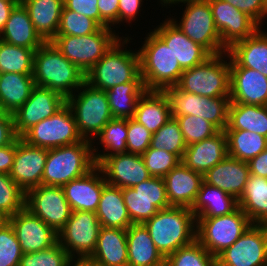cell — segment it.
<instances>
[{
	"mask_svg": "<svg viewBox=\"0 0 267 266\" xmlns=\"http://www.w3.org/2000/svg\"><path fill=\"white\" fill-rule=\"evenodd\" d=\"M32 75L35 86L56 91L66 99L82 86L86 76L51 41L35 51Z\"/></svg>",
	"mask_w": 267,
	"mask_h": 266,
	"instance_id": "1",
	"label": "cell"
},
{
	"mask_svg": "<svg viewBox=\"0 0 267 266\" xmlns=\"http://www.w3.org/2000/svg\"><path fill=\"white\" fill-rule=\"evenodd\" d=\"M130 40L132 38L129 37V34L126 37L120 36L105 55L87 72L85 81L104 91L122 83L143 81L140 74L138 51L136 52V48L134 51L127 49L130 48L128 47Z\"/></svg>",
	"mask_w": 267,
	"mask_h": 266,
	"instance_id": "2",
	"label": "cell"
},
{
	"mask_svg": "<svg viewBox=\"0 0 267 266\" xmlns=\"http://www.w3.org/2000/svg\"><path fill=\"white\" fill-rule=\"evenodd\" d=\"M143 225L165 258L196 240V218L190 208L161 209Z\"/></svg>",
	"mask_w": 267,
	"mask_h": 266,
	"instance_id": "3",
	"label": "cell"
},
{
	"mask_svg": "<svg viewBox=\"0 0 267 266\" xmlns=\"http://www.w3.org/2000/svg\"><path fill=\"white\" fill-rule=\"evenodd\" d=\"M139 47L140 74L147 91H163L174 87L180 80L183 69L171 48L152 30Z\"/></svg>",
	"mask_w": 267,
	"mask_h": 266,
	"instance_id": "4",
	"label": "cell"
},
{
	"mask_svg": "<svg viewBox=\"0 0 267 266\" xmlns=\"http://www.w3.org/2000/svg\"><path fill=\"white\" fill-rule=\"evenodd\" d=\"M96 166L92 142H81L48 149L42 185L63 186Z\"/></svg>",
	"mask_w": 267,
	"mask_h": 266,
	"instance_id": "5",
	"label": "cell"
},
{
	"mask_svg": "<svg viewBox=\"0 0 267 266\" xmlns=\"http://www.w3.org/2000/svg\"><path fill=\"white\" fill-rule=\"evenodd\" d=\"M79 134L84 140L94 142L104 126L113 119L107 94L86 81L66 99Z\"/></svg>",
	"mask_w": 267,
	"mask_h": 266,
	"instance_id": "6",
	"label": "cell"
},
{
	"mask_svg": "<svg viewBox=\"0 0 267 266\" xmlns=\"http://www.w3.org/2000/svg\"><path fill=\"white\" fill-rule=\"evenodd\" d=\"M230 80V56L223 52L184 70L176 87L208 98L230 97Z\"/></svg>",
	"mask_w": 267,
	"mask_h": 266,
	"instance_id": "7",
	"label": "cell"
},
{
	"mask_svg": "<svg viewBox=\"0 0 267 266\" xmlns=\"http://www.w3.org/2000/svg\"><path fill=\"white\" fill-rule=\"evenodd\" d=\"M111 27H101L85 36H55L51 42L85 75L119 39Z\"/></svg>",
	"mask_w": 267,
	"mask_h": 266,
	"instance_id": "8",
	"label": "cell"
},
{
	"mask_svg": "<svg viewBox=\"0 0 267 266\" xmlns=\"http://www.w3.org/2000/svg\"><path fill=\"white\" fill-rule=\"evenodd\" d=\"M186 7L182 18L178 20L169 17L173 23L193 42L200 44L211 55L227 52V47L222 43L212 16L208 0H184Z\"/></svg>",
	"mask_w": 267,
	"mask_h": 266,
	"instance_id": "9",
	"label": "cell"
},
{
	"mask_svg": "<svg viewBox=\"0 0 267 266\" xmlns=\"http://www.w3.org/2000/svg\"><path fill=\"white\" fill-rule=\"evenodd\" d=\"M251 225L240 207L228 215L196 218V240L216 258L232 246Z\"/></svg>",
	"mask_w": 267,
	"mask_h": 266,
	"instance_id": "10",
	"label": "cell"
},
{
	"mask_svg": "<svg viewBox=\"0 0 267 266\" xmlns=\"http://www.w3.org/2000/svg\"><path fill=\"white\" fill-rule=\"evenodd\" d=\"M172 116L194 115L206 119L219 131L228 125L230 97L208 98L179 90L176 86L163 90Z\"/></svg>",
	"mask_w": 267,
	"mask_h": 266,
	"instance_id": "11",
	"label": "cell"
},
{
	"mask_svg": "<svg viewBox=\"0 0 267 266\" xmlns=\"http://www.w3.org/2000/svg\"><path fill=\"white\" fill-rule=\"evenodd\" d=\"M21 138L30 145L46 149L67 146L83 140L67 104L51 117L37 123Z\"/></svg>",
	"mask_w": 267,
	"mask_h": 266,
	"instance_id": "12",
	"label": "cell"
},
{
	"mask_svg": "<svg viewBox=\"0 0 267 266\" xmlns=\"http://www.w3.org/2000/svg\"><path fill=\"white\" fill-rule=\"evenodd\" d=\"M101 227L96 213L72 211L58 232V242L70 257H90L95 251Z\"/></svg>",
	"mask_w": 267,
	"mask_h": 266,
	"instance_id": "13",
	"label": "cell"
},
{
	"mask_svg": "<svg viewBox=\"0 0 267 266\" xmlns=\"http://www.w3.org/2000/svg\"><path fill=\"white\" fill-rule=\"evenodd\" d=\"M216 266H267V225L252 224L216 257Z\"/></svg>",
	"mask_w": 267,
	"mask_h": 266,
	"instance_id": "14",
	"label": "cell"
},
{
	"mask_svg": "<svg viewBox=\"0 0 267 266\" xmlns=\"http://www.w3.org/2000/svg\"><path fill=\"white\" fill-rule=\"evenodd\" d=\"M25 208L57 233L72 214L61 186L40 185L26 193Z\"/></svg>",
	"mask_w": 267,
	"mask_h": 266,
	"instance_id": "15",
	"label": "cell"
},
{
	"mask_svg": "<svg viewBox=\"0 0 267 266\" xmlns=\"http://www.w3.org/2000/svg\"><path fill=\"white\" fill-rule=\"evenodd\" d=\"M66 104V98L56 91L35 86L27 101L13 114L15 131L21 138L40 121L51 117Z\"/></svg>",
	"mask_w": 267,
	"mask_h": 266,
	"instance_id": "16",
	"label": "cell"
},
{
	"mask_svg": "<svg viewBox=\"0 0 267 266\" xmlns=\"http://www.w3.org/2000/svg\"><path fill=\"white\" fill-rule=\"evenodd\" d=\"M208 2L222 43L227 48L263 28L249 15L234 8L228 2L223 0H208Z\"/></svg>",
	"mask_w": 267,
	"mask_h": 266,
	"instance_id": "17",
	"label": "cell"
},
{
	"mask_svg": "<svg viewBox=\"0 0 267 266\" xmlns=\"http://www.w3.org/2000/svg\"><path fill=\"white\" fill-rule=\"evenodd\" d=\"M48 149L33 146L22 138L16 139V154L10 178L25 192L42 184Z\"/></svg>",
	"mask_w": 267,
	"mask_h": 266,
	"instance_id": "18",
	"label": "cell"
},
{
	"mask_svg": "<svg viewBox=\"0 0 267 266\" xmlns=\"http://www.w3.org/2000/svg\"><path fill=\"white\" fill-rule=\"evenodd\" d=\"M23 254L39 252L58 242V233L24 208L9 217Z\"/></svg>",
	"mask_w": 267,
	"mask_h": 266,
	"instance_id": "19",
	"label": "cell"
},
{
	"mask_svg": "<svg viewBox=\"0 0 267 266\" xmlns=\"http://www.w3.org/2000/svg\"><path fill=\"white\" fill-rule=\"evenodd\" d=\"M98 166L106 182L121 189L133 187L152 177L142 156L128 152L107 156Z\"/></svg>",
	"mask_w": 267,
	"mask_h": 266,
	"instance_id": "20",
	"label": "cell"
},
{
	"mask_svg": "<svg viewBox=\"0 0 267 266\" xmlns=\"http://www.w3.org/2000/svg\"><path fill=\"white\" fill-rule=\"evenodd\" d=\"M106 183L102 170L96 165L85 175L63 185L62 189L72 211L95 213Z\"/></svg>",
	"mask_w": 267,
	"mask_h": 266,
	"instance_id": "21",
	"label": "cell"
},
{
	"mask_svg": "<svg viewBox=\"0 0 267 266\" xmlns=\"http://www.w3.org/2000/svg\"><path fill=\"white\" fill-rule=\"evenodd\" d=\"M168 17L153 31L171 48L183 70L199 65L211 56L204 47L188 38Z\"/></svg>",
	"mask_w": 267,
	"mask_h": 266,
	"instance_id": "22",
	"label": "cell"
},
{
	"mask_svg": "<svg viewBox=\"0 0 267 266\" xmlns=\"http://www.w3.org/2000/svg\"><path fill=\"white\" fill-rule=\"evenodd\" d=\"M230 101L267 106V77L251 68L230 67Z\"/></svg>",
	"mask_w": 267,
	"mask_h": 266,
	"instance_id": "23",
	"label": "cell"
},
{
	"mask_svg": "<svg viewBox=\"0 0 267 266\" xmlns=\"http://www.w3.org/2000/svg\"><path fill=\"white\" fill-rule=\"evenodd\" d=\"M228 156L227 136L225 131L200 142L190 144L185 149L182 163L190 170L204 174Z\"/></svg>",
	"mask_w": 267,
	"mask_h": 266,
	"instance_id": "24",
	"label": "cell"
},
{
	"mask_svg": "<svg viewBox=\"0 0 267 266\" xmlns=\"http://www.w3.org/2000/svg\"><path fill=\"white\" fill-rule=\"evenodd\" d=\"M170 206L191 208L200 190L203 175L180 162L164 177Z\"/></svg>",
	"mask_w": 267,
	"mask_h": 266,
	"instance_id": "25",
	"label": "cell"
},
{
	"mask_svg": "<svg viewBox=\"0 0 267 266\" xmlns=\"http://www.w3.org/2000/svg\"><path fill=\"white\" fill-rule=\"evenodd\" d=\"M249 175L247 162L227 156L209 169L204 174L203 180L207 184L233 195L238 200L244 191Z\"/></svg>",
	"mask_w": 267,
	"mask_h": 266,
	"instance_id": "26",
	"label": "cell"
},
{
	"mask_svg": "<svg viewBox=\"0 0 267 266\" xmlns=\"http://www.w3.org/2000/svg\"><path fill=\"white\" fill-rule=\"evenodd\" d=\"M227 53L230 67L251 68L267 77V32L264 29L233 43Z\"/></svg>",
	"mask_w": 267,
	"mask_h": 266,
	"instance_id": "27",
	"label": "cell"
},
{
	"mask_svg": "<svg viewBox=\"0 0 267 266\" xmlns=\"http://www.w3.org/2000/svg\"><path fill=\"white\" fill-rule=\"evenodd\" d=\"M0 40L16 46L38 49L46 41L40 36L30 20L29 13L22 3L11 11Z\"/></svg>",
	"mask_w": 267,
	"mask_h": 266,
	"instance_id": "28",
	"label": "cell"
},
{
	"mask_svg": "<svg viewBox=\"0 0 267 266\" xmlns=\"http://www.w3.org/2000/svg\"><path fill=\"white\" fill-rule=\"evenodd\" d=\"M90 258L100 266H128L127 229L101 227Z\"/></svg>",
	"mask_w": 267,
	"mask_h": 266,
	"instance_id": "29",
	"label": "cell"
},
{
	"mask_svg": "<svg viewBox=\"0 0 267 266\" xmlns=\"http://www.w3.org/2000/svg\"><path fill=\"white\" fill-rule=\"evenodd\" d=\"M128 266H165V257L155 246L143 224L127 229Z\"/></svg>",
	"mask_w": 267,
	"mask_h": 266,
	"instance_id": "30",
	"label": "cell"
},
{
	"mask_svg": "<svg viewBox=\"0 0 267 266\" xmlns=\"http://www.w3.org/2000/svg\"><path fill=\"white\" fill-rule=\"evenodd\" d=\"M238 207V200L233 195L203 181L190 210L195 218H214L228 215Z\"/></svg>",
	"mask_w": 267,
	"mask_h": 266,
	"instance_id": "31",
	"label": "cell"
},
{
	"mask_svg": "<svg viewBox=\"0 0 267 266\" xmlns=\"http://www.w3.org/2000/svg\"><path fill=\"white\" fill-rule=\"evenodd\" d=\"M172 118L170 104L163 91H146L138 100L133 119L155 133Z\"/></svg>",
	"mask_w": 267,
	"mask_h": 266,
	"instance_id": "32",
	"label": "cell"
},
{
	"mask_svg": "<svg viewBox=\"0 0 267 266\" xmlns=\"http://www.w3.org/2000/svg\"><path fill=\"white\" fill-rule=\"evenodd\" d=\"M27 9L36 31L46 41H51L59 28L64 0H21Z\"/></svg>",
	"mask_w": 267,
	"mask_h": 266,
	"instance_id": "33",
	"label": "cell"
},
{
	"mask_svg": "<svg viewBox=\"0 0 267 266\" xmlns=\"http://www.w3.org/2000/svg\"><path fill=\"white\" fill-rule=\"evenodd\" d=\"M95 213L102 227L128 229L132 225L122 189L108 183L103 187Z\"/></svg>",
	"mask_w": 267,
	"mask_h": 266,
	"instance_id": "34",
	"label": "cell"
},
{
	"mask_svg": "<svg viewBox=\"0 0 267 266\" xmlns=\"http://www.w3.org/2000/svg\"><path fill=\"white\" fill-rule=\"evenodd\" d=\"M238 206L252 224L267 225V178L250 174Z\"/></svg>",
	"mask_w": 267,
	"mask_h": 266,
	"instance_id": "35",
	"label": "cell"
},
{
	"mask_svg": "<svg viewBox=\"0 0 267 266\" xmlns=\"http://www.w3.org/2000/svg\"><path fill=\"white\" fill-rule=\"evenodd\" d=\"M34 87L33 75L0 73V102L3 109L14 114L30 97Z\"/></svg>",
	"mask_w": 267,
	"mask_h": 266,
	"instance_id": "36",
	"label": "cell"
},
{
	"mask_svg": "<svg viewBox=\"0 0 267 266\" xmlns=\"http://www.w3.org/2000/svg\"><path fill=\"white\" fill-rule=\"evenodd\" d=\"M225 130H247L267 138V106L230 102Z\"/></svg>",
	"mask_w": 267,
	"mask_h": 266,
	"instance_id": "37",
	"label": "cell"
},
{
	"mask_svg": "<svg viewBox=\"0 0 267 266\" xmlns=\"http://www.w3.org/2000/svg\"><path fill=\"white\" fill-rule=\"evenodd\" d=\"M143 81H131L111 87L106 92L113 118H133L139 98L146 92Z\"/></svg>",
	"mask_w": 267,
	"mask_h": 266,
	"instance_id": "38",
	"label": "cell"
},
{
	"mask_svg": "<svg viewBox=\"0 0 267 266\" xmlns=\"http://www.w3.org/2000/svg\"><path fill=\"white\" fill-rule=\"evenodd\" d=\"M127 124L128 119L113 118L104 126L100 134L94 140H97V142H92L93 156L96 165H99L107 156L127 152ZM94 143H98L97 145L101 144V146L104 147V151L98 152V146L96 147Z\"/></svg>",
	"mask_w": 267,
	"mask_h": 266,
	"instance_id": "39",
	"label": "cell"
},
{
	"mask_svg": "<svg viewBox=\"0 0 267 266\" xmlns=\"http://www.w3.org/2000/svg\"><path fill=\"white\" fill-rule=\"evenodd\" d=\"M228 156L248 162L267 148V138L247 130H224Z\"/></svg>",
	"mask_w": 267,
	"mask_h": 266,
	"instance_id": "40",
	"label": "cell"
},
{
	"mask_svg": "<svg viewBox=\"0 0 267 266\" xmlns=\"http://www.w3.org/2000/svg\"><path fill=\"white\" fill-rule=\"evenodd\" d=\"M36 50L0 40V73L32 75Z\"/></svg>",
	"mask_w": 267,
	"mask_h": 266,
	"instance_id": "41",
	"label": "cell"
},
{
	"mask_svg": "<svg viewBox=\"0 0 267 266\" xmlns=\"http://www.w3.org/2000/svg\"><path fill=\"white\" fill-rule=\"evenodd\" d=\"M150 148L166 150L175 154L182 161L187 145L176 118L172 117L153 133Z\"/></svg>",
	"mask_w": 267,
	"mask_h": 266,
	"instance_id": "42",
	"label": "cell"
},
{
	"mask_svg": "<svg viewBox=\"0 0 267 266\" xmlns=\"http://www.w3.org/2000/svg\"><path fill=\"white\" fill-rule=\"evenodd\" d=\"M165 266H216V258L195 240L168 255Z\"/></svg>",
	"mask_w": 267,
	"mask_h": 266,
	"instance_id": "43",
	"label": "cell"
},
{
	"mask_svg": "<svg viewBox=\"0 0 267 266\" xmlns=\"http://www.w3.org/2000/svg\"><path fill=\"white\" fill-rule=\"evenodd\" d=\"M100 28L90 17L63 7L56 36H85L97 32Z\"/></svg>",
	"mask_w": 267,
	"mask_h": 266,
	"instance_id": "44",
	"label": "cell"
},
{
	"mask_svg": "<svg viewBox=\"0 0 267 266\" xmlns=\"http://www.w3.org/2000/svg\"><path fill=\"white\" fill-rule=\"evenodd\" d=\"M26 193L10 178L0 173V213L8 218L25 208Z\"/></svg>",
	"mask_w": 267,
	"mask_h": 266,
	"instance_id": "45",
	"label": "cell"
},
{
	"mask_svg": "<svg viewBox=\"0 0 267 266\" xmlns=\"http://www.w3.org/2000/svg\"><path fill=\"white\" fill-rule=\"evenodd\" d=\"M172 117L178 121L187 146L209 138L219 131L212 123L201 117L194 115Z\"/></svg>",
	"mask_w": 267,
	"mask_h": 266,
	"instance_id": "46",
	"label": "cell"
},
{
	"mask_svg": "<svg viewBox=\"0 0 267 266\" xmlns=\"http://www.w3.org/2000/svg\"><path fill=\"white\" fill-rule=\"evenodd\" d=\"M122 195L132 224H143L159 211L151 200L140 197L132 187L122 189Z\"/></svg>",
	"mask_w": 267,
	"mask_h": 266,
	"instance_id": "47",
	"label": "cell"
},
{
	"mask_svg": "<svg viewBox=\"0 0 267 266\" xmlns=\"http://www.w3.org/2000/svg\"><path fill=\"white\" fill-rule=\"evenodd\" d=\"M69 259L68 252L57 242L39 252L23 254L19 266H67Z\"/></svg>",
	"mask_w": 267,
	"mask_h": 266,
	"instance_id": "48",
	"label": "cell"
},
{
	"mask_svg": "<svg viewBox=\"0 0 267 266\" xmlns=\"http://www.w3.org/2000/svg\"><path fill=\"white\" fill-rule=\"evenodd\" d=\"M144 164L152 177L163 178L182 162L175 154L166 150L148 148L142 155Z\"/></svg>",
	"mask_w": 267,
	"mask_h": 266,
	"instance_id": "49",
	"label": "cell"
},
{
	"mask_svg": "<svg viewBox=\"0 0 267 266\" xmlns=\"http://www.w3.org/2000/svg\"><path fill=\"white\" fill-rule=\"evenodd\" d=\"M22 255L15 231L8 223L0 231V266H19Z\"/></svg>",
	"mask_w": 267,
	"mask_h": 266,
	"instance_id": "50",
	"label": "cell"
},
{
	"mask_svg": "<svg viewBox=\"0 0 267 266\" xmlns=\"http://www.w3.org/2000/svg\"><path fill=\"white\" fill-rule=\"evenodd\" d=\"M132 188L140 197L151 200L159 210L170 207L163 178L150 177Z\"/></svg>",
	"mask_w": 267,
	"mask_h": 266,
	"instance_id": "51",
	"label": "cell"
},
{
	"mask_svg": "<svg viewBox=\"0 0 267 266\" xmlns=\"http://www.w3.org/2000/svg\"><path fill=\"white\" fill-rule=\"evenodd\" d=\"M127 152L142 155L149 147L153 133L133 118L127 124Z\"/></svg>",
	"mask_w": 267,
	"mask_h": 266,
	"instance_id": "52",
	"label": "cell"
},
{
	"mask_svg": "<svg viewBox=\"0 0 267 266\" xmlns=\"http://www.w3.org/2000/svg\"><path fill=\"white\" fill-rule=\"evenodd\" d=\"M253 18L261 27L267 17V0H223Z\"/></svg>",
	"mask_w": 267,
	"mask_h": 266,
	"instance_id": "53",
	"label": "cell"
},
{
	"mask_svg": "<svg viewBox=\"0 0 267 266\" xmlns=\"http://www.w3.org/2000/svg\"><path fill=\"white\" fill-rule=\"evenodd\" d=\"M100 26L111 27L114 30L119 25V0H98Z\"/></svg>",
	"mask_w": 267,
	"mask_h": 266,
	"instance_id": "54",
	"label": "cell"
},
{
	"mask_svg": "<svg viewBox=\"0 0 267 266\" xmlns=\"http://www.w3.org/2000/svg\"><path fill=\"white\" fill-rule=\"evenodd\" d=\"M97 4L98 0H64L66 9L90 17L100 25V13Z\"/></svg>",
	"mask_w": 267,
	"mask_h": 266,
	"instance_id": "55",
	"label": "cell"
},
{
	"mask_svg": "<svg viewBox=\"0 0 267 266\" xmlns=\"http://www.w3.org/2000/svg\"><path fill=\"white\" fill-rule=\"evenodd\" d=\"M143 2V0H119V24L137 20L136 16L142 11L140 8Z\"/></svg>",
	"mask_w": 267,
	"mask_h": 266,
	"instance_id": "56",
	"label": "cell"
},
{
	"mask_svg": "<svg viewBox=\"0 0 267 266\" xmlns=\"http://www.w3.org/2000/svg\"><path fill=\"white\" fill-rule=\"evenodd\" d=\"M17 138L13 114L7 113L0 119V147L12 144Z\"/></svg>",
	"mask_w": 267,
	"mask_h": 266,
	"instance_id": "57",
	"label": "cell"
},
{
	"mask_svg": "<svg viewBox=\"0 0 267 266\" xmlns=\"http://www.w3.org/2000/svg\"><path fill=\"white\" fill-rule=\"evenodd\" d=\"M16 154V140L7 146L0 147V173L9 174Z\"/></svg>",
	"mask_w": 267,
	"mask_h": 266,
	"instance_id": "58",
	"label": "cell"
},
{
	"mask_svg": "<svg viewBox=\"0 0 267 266\" xmlns=\"http://www.w3.org/2000/svg\"><path fill=\"white\" fill-rule=\"evenodd\" d=\"M247 163L250 174L267 178V148Z\"/></svg>",
	"mask_w": 267,
	"mask_h": 266,
	"instance_id": "59",
	"label": "cell"
},
{
	"mask_svg": "<svg viewBox=\"0 0 267 266\" xmlns=\"http://www.w3.org/2000/svg\"><path fill=\"white\" fill-rule=\"evenodd\" d=\"M21 0H0V34L4 30L6 22L9 19L11 11Z\"/></svg>",
	"mask_w": 267,
	"mask_h": 266,
	"instance_id": "60",
	"label": "cell"
},
{
	"mask_svg": "<svg viewBox=\"0 0 267 266\" xmlns=\"http://www.w3.org/2000/svg\"><path fill=\"white\" fill-rule=\"evenodd\" d=\"M67 266H100V264L90 257H70Z\"/></svg>",
	"mask_w": 267,
	"mask_h": 266,
	"instance_id": "61",
	"label": "cell"
},
{
	"mask_svg": "<svg viewBox=\"0 0 267 266\" xmlns=\"http://www.w3.org/2000/svg\"><path fill=\"white\" fill-rule=\"evenodd\" d=\"M184 0H158V2H160V4H162V8L163 7H167V6H172L173 4L176 5V3L181 2Z\"/></svg>",
	"mask_w": 267,
	"mask_h": 266,
	"instance_id": "62",
	"label": "cell"
},
{
	"mask_svg": "<svg viewBox=\"0 0 267 266\" xmlns=\"http://www.w3.org/2000/svg\"><path fill=\"white\" fill-rule=\"evenodd\" d=\"M9 223V218L0 213V231Z\"/></svg>",
	"mask_w": 267,
	"mask_h": 266,
	"instance_id": "63",
	"label": "cell"
},
{
	"mask_svg": "<svg viewBox=\"0 0 267 266\" xmlns=\"http://www.w3.org/2000/svg\"><path fill=\"white\" fill-rule=\"evenodd\" d=\"M6 114L7 112L3 109V106L0 102V119H2Z\"/></svg>",
	"mask_w": 267,
	"mask_h": 266,
	"instance_id": "64",
	"label": "cell"
}]
</instances>
